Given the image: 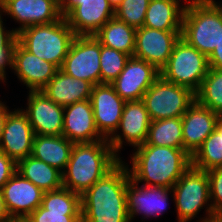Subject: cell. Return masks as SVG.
Returning a JSON list of instances; mask_svg holds the SVG:
<instances>
[{
	"label": "cell",
	"instance_id": "cell-1",
	"mask_svg": "<svg viewBox=\"0 0 222 222\" xmlns=\"http://www.w3.org/2000/svg\"><path fill=\"white\" fill-rule=\"evenodd\" d=\"M129 166L121 160L80 196L83 222H132L126 199Z\"/></svg>",
	"mask_w": 222,
	"mask_h": 222
},
{
	"label": "cell",
	"instance_id": "cell-2",
	"mask_svg": "<svg viewBox=\"0 0 222 222\" xmlns=\"http://www.w3.org/2000/svg\"><path fill=\"white\" fill-rule=\"evenodd\" d=\"M131 156V178L137 183L170 188L192 165V157L183 148L149 145L135 148Z\"/></svg>",
	"mask_w": 222,
	"mask_h": 222
},
{
	"label": "cell",
	"instance_id": "cell-3",
	"mask_svg": "<svg viewBox=\"0 0 222 222\" xmlns=\"http://www.w3.org/2000/svg\"><path fill=\"white\" fill-rule=\"evenodd\" d=\"M120 161L107 139L74 143L68 164L62 172L63 187L81 196Z\"/></svg>",
	"mask_w": 222,
	"mask_h": 222
},
{
	"label": "cell",
	"instance_id": "cell-4",
	"mask_svg": "<svg viewBox=\"0 0 222 222\" xmlns=\"http://www.w3.org/2000/svg\"><path fill=\"white\" fill-rule=\"evenodd\" d=\"M181 38L207 57L222 40V10L213 0H193L184 10Z\"/></svg>",
	"mask_w": 222,
	"mask_h": 222
},
{
	"label": "cell",
	"instance_id": "cell-5",
	"mask_svg": "<svg viewBox=\"0 0 222 222\" xmlns=\"http://www.w3.org/2000/svg\"><path fill=\"white\" fill-rule=\"evenodd\" d=\"M76 34L65 18L48 24L26 27L17 33V41L30 53L61 68Z\"/></svg>",
	"mask_w": 222,
	"mask_h": 222
},
{
	"label": "cell",
	"instance_id": "cell-6",
	"mask_svg": "<svg viewBox=\"0 0 222 222\" xmlns=\"http://www.w3.org/2000/svg\"><path fill=\"white\" fill-rule=\"evenodd\" d=\"M178 222H190L200 209L205 208L206 216L198 222H209L213 210L210 201L209 179L207 172L192 165L172 187ZM204 207V208H203ZM202 220V221H201Z\"/></svg>",
	"mask_w": 222,
	"mask_h": 222
},
{
	"label": "cell",
	"instance_id": "cell-7",
	"mask_svg": "<svg viewBox=\"0 0 222 222\" xmlns=\"http://www.w3.org/2000/svg\"><path fill=\"white\" fill-rule=\"evenodd\" d=\"M208 70V57L180 38L167 64L160 70V76L196 94Z\"/></svg>",
	"mask_w": 222,
	"mask_h": 222
},
{
	"label": "cell",
	"instance_id": "cell-8",
	"mask_svg": "<svg viewBox=\"0 0 222 222\" xmlns=\"http://www.w3.org/2000/svg\"><path fill=\"white\" fill-rule=\"evenodd\" d=\"M190 89L164 80L161 76L142 97L151 121L182 117L195 102Z\"/></svg>",
	"mask_w": 222,
	"mask_h": 222
},
{
	"label": "cell",
	"instance_id": "cell-9",
	"mask_svg": "<svg viewBox=\"0 0 222 222\" xmlns=\"http://www.w3.org/2000/svg\"><path fill=\"white\" fill-rule=\"evenodd\" d=\"M61 14L76 36H94L115 15L108 0H66Z\"/></svg>",
	"mask_w": 222,
	"mask_h": 222
},
{
	"label": "cell",
	"instance_id": "cell-10",
	"mask_svg": "<svg viewBox=\"0 0 222 222\" xmlns=\"http://www.w3.org/2000/svg\"><path fill=\"white\" fill-rule=\"evenodd\" d=\"M100 53L101 43L94 36H76L60 70L93 86L101 84Z\"/></svg>",
	"mask_w": 222,
	"mask_h": 222
},
{
	"label": "cell",
	"instance_id": "cell-11",
	"mask_svg": "<svg viewBox=\"0 0 222 222\" xmlns=\"http://www.w3.org/2000/svg\"><path fill=\"white\" fill-rule=\"evenodd\" d=\"M150 124L151 119L142 100L126 101L117 131L108 139L114 153L121 159L118 153L124 147L123 143L133 148L144 144Z\"/></svg>",
	"mask_w": 222,
	"mask_h": 222
},
{
	"label": "cell",
	"instance_id": "cell-12",
	"mask_svg": "<svg viewBox=\"0 0 222 222\" xmlns=\"http://www.w3.org/2000/svg\"><path fill=\"white\" fill-rule=\"evenodd\" d=\"M24 222H80V195L67 188L43 193L42 204Z\"/></svg>",
	"mask_w": 222,
	"mask_h": 222
},
{
	"label": "cell",
	"instance_id": "cell-13",
	"mask_svg": "<svg viewBox=\"0 0 222 222\" xmlns=\"http://www.w3.org/2000/svg\"><path fill=\"white\" fill-rule=\"evenodd\" d=\"M182 31H162L142 26L136 29L134 57L154 65L159 71L167 64Z\"/></svg>",
	"mask_w": 222,
	"mask_h": 222
},
{
	"label": "cell",
	"instance_id": "cell-14",
	"mask_svg": "<svg viewBox=\"0 0 222 222\" xmlns=\"http://www.w3.org/2000/svg\"><path fill=\"white\" fill-rule=\"evenodd\" d=\"M160 77V71L145 60L131 56L120 75L110 83L126 102L142 100L145 92Z\"/></svg>",
	"mask_w": 222,
	"mask_h": 222
},
{
	"label": "cell",
	"instance_id": "cell-15",
	"mask_svg": "<svg viewBox=\"0 0 222 222\" xmlns=\"http://www.w3.org/2000/svg\"><path fill=\"white\" fill-rule=\"evenodd\" d=\"M90 101L97 130L108 140L117 131L125 101L108 83L93 86Z\"/></svg>",
	"mask_w": 222,
	"mask_h": 222
},
{
	"label": "cell",
	"instance_id": "cell-16",
	"mask_svg": "<svg viewBox=\"0 0 222 222\" xmlns=\"http://www.w3.org/2000/svg\"><path fill=\"white\" fill-rule=\"evenodd\" d=\"M1 190L7 211L15 222L23 221L42 204L44 191L17 171Z\"/></svg>",
	"mask_w": 222,
	"mask_h": 222
},
{
	"label": "cell",
	"instance_id": "cell-17",
	"mask_svg": "<svg viewBox=\"0 0 222 222\" xmlns=\"http://www.w3.org/2000/svg\"><path fill=\"white\" fill-rule=\"evenodd\" d=\"M26 110L35 135L60 136L63 131L64 107L57 105L42 91H29Z\"/></svg>",
	"mask_w": 222,
	"mask_h": 222
},
{
	"label": "cell",
	"instance_id": "cell-18",
	"mask_svg": "<svg viewBox=\"0 0 222 222\" xmlns=\"http://www.w3.org/2000/svg\"><path fill=\"white\" fill-rule=\"evenodd\" d=\"M1 9L20 23L14 29L16 33L29 26L59 21L63 17L61 6L54 0H3Z\"/></svg>",
	"mask_w": 222,
	"mask_h": 222
},
{
	"label": "cell",
	"instance_id": "cell-19",
	"mask_svg": "<svg viewBox=\"0 0 222 222\" xmlns=\"http://www.w3.org/2000/svg\"><path fill=\"white\" fill-rule=\"evenodd\" d=\"M34 131L22 109L8 114L0 139V150L16 163L31 155Z\"/></svg>",
	"mask_w": 222,
	"mask_h": 222
},
{
	"label": "cell",
	"instance_id": "cell-20",
	"mask_svg": "<svg viewBox=\"0 0 222 222\" xmlns=\"http://www.w3.org/2000/svg\"><path fill=\"white\" fill-rule=\"evenodd\" d=\"M29 91H41L54 77L58 68L27 51L18 41L12 53V68Z\"/></svg>",
	"mask_w": 222,
	"mask_h": 222
},
{
	"label": "cell",
	"instance_id": "cell-21",
	"mask_svg": "<svg viewBox=\"0 0 222 222\" xmlns=\"http://www.w3.org/2000/svg\"><path fill=\"white\" fill-rule=\"evenodd\" d=\"M173 193L172 189L165 187H153L141 185L134 181L131 177L126 186L127 209L130 220H133L135 215H142L143 218L159 217L164 213L167 204L168 196Z\"/></svg>",
	"mask_w": 222,
	"mask_h": 222
},
{
	"label": "cell",
	"instance_id": "cell-22",
	"mask_svg": "<svg viewBox=\"0 0 222 222\" xmlns=\"http://www.w3.org/2000/svg\"><path fill=\"white\" fill-rule=\"evenodd\" d=\"M62 135L73 143L104 140L97 130L90 99L64 107Z\"/></svg>",
	"mask_w": 222,
	"mask_h": 222
},
{
	"label": "cell",
	"instance_id": "cell-23",
	"mask_svg": "<svg viewBox=\"0 0 222 222\" xmlns=\"http://www.w3.org/2000/svg\"><path fill=\"white\" fill-rule=\"evenodd\" d=\"M217 123L218 114L195 100L182 115L183 149L192 157Z\"/></svg>",
	"mask_w": 222,
	"mask_h": 222
},
{
	"label": "cell",
	"instance_id": "cell-24",
	"mask_svg": "<svg viewBox=\"0 0 222 222\" xmlns=\"http://www.w3.org/2000/svg\"><path fill=\"white\" fill-rule=\"evenodd\" d=\"M92 87L90 82L73 78L58 69L41 91L57 105L65 107L90 99Z\"/></svg>",
	"mask_w": 222,
	"mask_h": 222
},
{
	"label": "cell",
	"instance_id": "cell-25",
	"mask_svg": "<svg viewBox=\"0 0 222 222\" xmlns=\"http://www.w3.org/2000/svg\"><path fill=\"white\" fill-rule=\"evenodd\" d=\"M74 143L63 135H35L31 156L63 172L68 164Z\"/></svg>",
	"mask_w": 222,
	"mask_h": 222
},
{
	"label": "cell",
	"instance_id": "cell-26",
	"mask_svg": "<svg viewBox=\"0 0 222 222\" xmlns=\"http://www.w3.org/2000/svg\"><path fill=\"white\" fill-rule=\"evenodd\" d=\"M193 0H186L187 4L179 5L167 0H150L143 26L162 31H182L184 10Z\"/></svg>",
	"mask_w": 222,
	"mask_h": 222
},
{
	"label": "cell",
	"instance_id": "cell-27",
	"mask_svg": "<svg viewBox=\"0 0 222 222\" xmlns=\"http://www.w3.org/2000/svg\"><path fill=\"white\" fill-rule=\"evenodd\" d=\"M16 171L44 192L63 187L62 172L31 155L17 162Z\"/></svg>",
	"mask_w": 222,
	"mask_h": 222
},
{
	"label": "cell",
	"instance_id": "cell-28",
	"mask_svg": "<svg viewBox=\"0 0 222 222\" xmlns=\"http://www.w3.org/2000/svg\"><path fill=\"white\" fill-rule=\"evenodd\" d=\"M94 37L101 45L113 48L130 56L134 55L136 29L115 16L108 20Z\"/></svg>",
	"mask_w": 222,
	"mask_h": 222
},
{
	"label": "cell",
	"instance_id": "cell-29",
	"mask_svg": "<svg viewBox=\"0 0 222 222\" xmlns=\"http://www.w3.org/2000/svg\"><path fill=\"white\" fill-rule=\"evenodd\" d=\"M146 143L183 148L182 117L151 121Z\"/></svg>",
	"mask_w": 222,
	"mask_h": 222
},
{
	"label": "cell",
	"instance_id": "cell-30",
	"mask_svg": "<svg viewBox=\"0 0 222 222\" xmlns=\"http://www.w3.org/2000/svg\"><path fill=\"white\" fill-rule=\"evenodd\" d=\"M192 166L206 172L222 168V124L219 121L215 130L192 156Z\"/></svg>",
	"mask_w": 222,
	"mask_h": 222
},
{
	"label": "cell",
	"instance_id": "cell-31",
	"mask_svg": "<svg viewBox=\"0 0 222 222\" xmlns=\"http://www.w3.org/2000/svg\"><path fill=\"white\" fill-rule=\"evenodd\" d=\"M195 97L200 105L219 114L222 111V70L209 68Z\"/></svg>",
	"mask_w": 222,
	"mask_h": 222
},
{
	"label": "cell",
	"instance_id": "cell-32",
	"mask_svg": "<svg viewBox=\"0 0 222 222\" xmlns=\"http://www.w3.org/2000/svg\"><path fill=\"white\" fill-rule=\"evenodd\" d=\"M130 57L128 54L101 45V83H112L120 75Z\"/></svg>",
	"mask_w": 222,
	"mask_h": 222
},
{
	"label": "cell",
	"instance_id": "cell-33",
	"mask_svg": "<svg viewBox=\"0 0 222 222\" xmlns=\"http://www.w3.org/2000/svg\"><path fill=\"white\" fill-rule=\"evenodd\" d=\"M150 0H123L115 8V17L138 29L143 26Z\"/></svg>",
	"mask_w": 222,
	"mask_h": 222
},
{
	"label": "cell",
	"instance_id": "cell-34",
	"mask_svg": "<svg viewBox=\"0 0 222 222\" xmlns=\"http://www.w3.org/2000/svg\"><path fill=\"white\" fill-rule=\"evenodd\" d=\"M3 10L0 7V75L6 79L7 66L12 68V53L14 44L17 41V33L12 30H6L3 24Z\"/></svg>",
	"mask_w": 222,
	"mask_h": 222
},
{
	"label": "cell",
	"instance_id": "cell-35",
	"mask_svg": "<svg viewBox=\"0 0 222 222\" xmlns=\"http://www.w3.org/2000/svg\"><path fill=\"white\" fill-rule=\"evenodd\" d=\"M213 213L222 212V168L207 171Z\"/></svg>",
	"mask_w": 222,
	"mask_h": 222
},
{
	"label": "cell",
	"instance_id": "cell-36",
	"mask_svg": "<svg viewBox=\"0 0 222 222\" xmlns=\"http://www.w3.org/2000/svg\"><path fill=\"white\" fill-rule=\"evenodd\" d=\"M17 170V163L0 150V189Z\"/></svg>",
	"mask_w": 222,
	"mask_h": 222
},
{
	"label": "cell",
	"instance_id": "cell-37",
	"mask_svg": "<svg viewBox=\"0 0 222 222\" xmlns=\"http://www.w3.org/2000/svg\"><path fill=\"white\" fill-rule=\"evenodd\" d=\"M209 68L222 70V40L216 46L213 52L208 56Z\"/></svg>",
	"mask_w": 222,
	"mask_h": 222
},
{
	"label": "cell",
	"instance_id": "cell-38",
	"mask_svg": "<svg viewBox=\"0 0 222 222\" xmlns=\"http://www.w3.org/2000/svg\"><path fill=\"white\" fill-rule=\"evenodd\" d=\"M0 222H15L7 211L5 201L3 199L2 190L0 189Z\"/></svg>",
	"mask_w": 222,
	"mask_h": 222
},
{
	"label": "cell",
	"instance_id": "cell-39",
	"mask_svg": "<svg viewBox=\"0 0 222 222\" xmlns=\"http://www.w3.org/2000/svg\"><path fill=\"white\" fill-rule=\"evenodd\" d=\"M10 112L11 110L8 109V106H6L4 102H1L0 103V139L2 136V132L4 130L5 121Z\"/></svg>",
	"mask_w": 222,
	"mask_h": 222
},
{
	"label": "cell",
	"instance_id": "cell-40",
	"mask_svg": "<svg viewBox=\"0 0 222 222\" xmlns=\"http://www.w3.org/2000/svg\"><path fill=\"white\" fill-rule=\"evenodd\" d=\"M209 222H222V212L213 213Z\"/></svg>",
	"mask_w": 222,
	"mask_h": 222
},
{
	"label": "cell",
	"instance_id": "cell-41",
	"mask_svg": "<svg viewBox=\"0 0 222 222\" xmlns=\"http://www.w3.org/2000/svg\"><path fill=\"white\" fill-rule=\"evenodd\" d=\"M108 1L110 2V4L115 9L118 5H120L122 3L123 0H108Z\"/></svg>",
	"mask_w": 222,
	"mask_h": 222
},
{
	"label": "cell",
	"instance_id": "cell-42",
	"mask_svg": "<svg viewBox=\"0 0 222 222\" xmlns=\"http://www.w3.org/2000/svg\"><path fill=\"white\" fill-rule=\"evenodd\" d=\"M59 6H62L66 0H54Z\"/></svg>",
	"mask_w": 222,
	"mask_h": 222
},
{
	"label": "cell",
	"instance_id": "cell-43",
	"mask_svg": "<svg viewBox=\"0 0 222 222\" xmlns=\"http://www.w3.org/2000/svg\"><path fill=\"white\" fill-rule=\"evenodd\" d=\"M218 121L222 124V111L218 114Z\"/></svg>",
	"mask_w": 222,
	"mask_h": 222
},
{
	"label": "cell",
	"instance_id": "cell-44",
	"mask_svg": "<svg viewBox=\"0 0 222 222\" xmlns=\"http://www.w3.org/2000/svg\"><path fill=\"white\" fill-rule=\"evenodd\" d=\"M167 1H170V2H173V3H176V4H182V2L180 3V1L179 0H167Z\"/></svg>",
	"mask_w": 222,
	"mask_h": 222
},
{
	"label": "cell",
	"instance_id": "cell-45",
	"mask_svg": "<svg viewBox=\"0 0 222 222\" xmlns=\"http://www.w3.org/2000/svg\"><path fill=\"white\" fill-rule=\"evenodd\" d=\"M5 80H6V79H5L2 75H0V81L4 83V82H6ZM1 102H2V101L0 100V103H1Z\"/></svg>",
	"mask_w": 222,
	"mask_h": 222
},
{
	"label": "cell",
	"instance_id": "cell-46",
	"mask_svg": "<svg viewBox=\"0 0 222 222\" xmlns=\"http://www.w3.org/2000/svg\"><path fill=\"white\" fill-rule=\"evenodd\" d=\"M219 7H220V9L222 10V2H220V3H218V2H216L215 0H213Z\"/></svg>",
	"mask_w": 222,
	"mask_h": 222
}]
</instances>
